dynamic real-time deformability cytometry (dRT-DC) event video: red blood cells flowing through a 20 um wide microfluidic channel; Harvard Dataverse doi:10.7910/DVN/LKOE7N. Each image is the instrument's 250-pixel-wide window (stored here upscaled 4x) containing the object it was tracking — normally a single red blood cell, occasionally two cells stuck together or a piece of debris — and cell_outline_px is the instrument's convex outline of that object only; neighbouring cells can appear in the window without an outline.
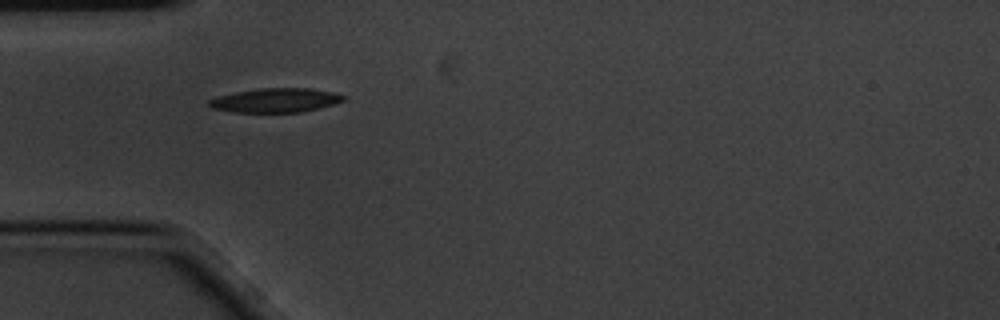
{"species": "common noctule bat (a hibernating species)", "species_latin": "Nyctalus noctula", "temperature_condition": "cold", "stored_images_in_passage": 2, "camera_frame_rate_fps": 3000, "um_per_image_px": 0.085, "animal": {"sex": "male", "body_mass_g": 20.1, "forearm_length_mm": 53.5}, "frame": {"image": 1, "passage_image": 1, "time_ms": 0.0, "image_size_px": [1000, 320], "cell_outline_px": [[348, 96], [344, 100], [320, 108], [300, 112], [232, 112], [212, 108], [208, 104], [208, 100], [220, 96], [236, 92], [260, 88], [308, 88], [332, 92]], "centroid_in_image_um": [23.43, 8.52], "position_along_channel_um": 61.6, "area_um2": 18.79}}
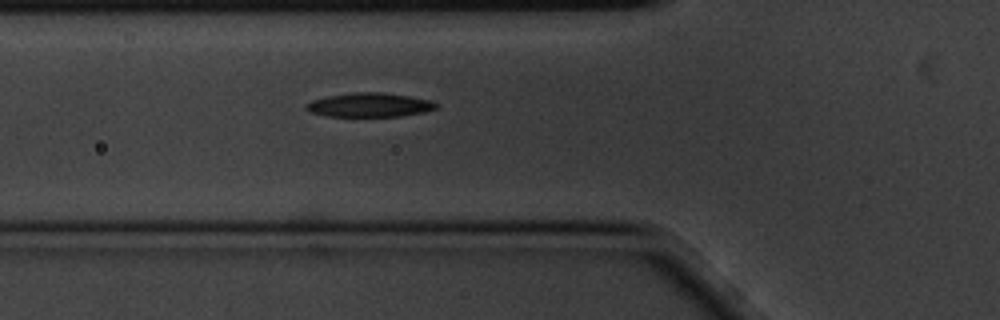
{"frame": {"image": 2, "passage_image": 2, "time_ms": 0.333, "image_size_px": [1000, 320], "cell_outline_px": [[440, 104], [436, 108], [424, 112], [400, 116], [328, 116], [312, 112], [304, 108], [304, 104], [312, 100], [324, 96], [352, 92], [384, 92], [432, 100]], "centroid_in_image_um": [31.4, 8.9], "position_along_channel_um": 94.4, "area_um2": 18.38}}